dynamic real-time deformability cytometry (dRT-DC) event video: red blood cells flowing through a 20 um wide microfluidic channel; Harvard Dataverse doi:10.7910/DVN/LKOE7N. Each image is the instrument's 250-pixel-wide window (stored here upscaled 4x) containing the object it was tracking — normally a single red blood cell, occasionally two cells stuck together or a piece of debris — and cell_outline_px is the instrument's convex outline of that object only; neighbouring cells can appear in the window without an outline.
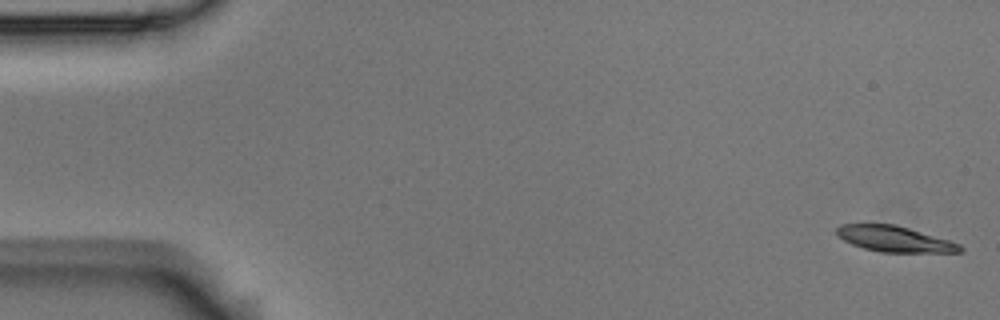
{"species": "Egyptian fruit bat (a non-hibernating species)", "species_latin": "Rousettus aegyptiacus", "temperature_condition": "room temperature", "stored_images_in_passage": 4, "camera_frame_rate_fps": 3000, "um_per_image_px": 0.085, "animal": {"sex": "male"}, "frame": {"image": 1, "passage_image": 1, "time_ms": 0.0, "image_size_px": [1000, 320], "cell_outline_px": [[964, 248], [960, 252], [880, 252], [864, 248], [852, 244], [844, 240], [836, 232], [836, 228], [840, 224], [864, 220], [896, 224], [948, 240], [960, 244]], "centroid_in_image_um": [75.93, 20.25], "position_along_channel_um": 9.1, "area_um2": 19.13}}
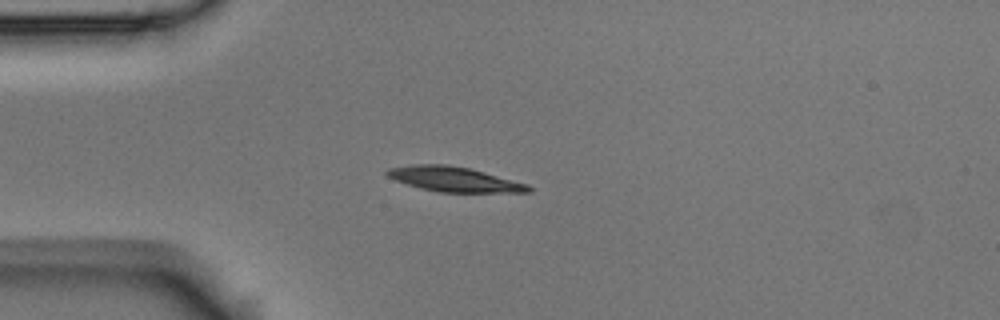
{"frame": {"image": 2, "passage_image": 4, "time_ms": 1.0, "image_size_px": [1000, 320], "cell_outline_px": [[532, 192], [436, 192], [420, 188], [396, 180], [388, 176], [384, 172], [388, 168], [416, 164], [448, 164], [468, 168], [484, 172], [528, 184], [532, 188]], "centroid_in_image_um": [38.6, 15.23], "position_along_channel_um": 46.4, "area_um2": 20.35}}